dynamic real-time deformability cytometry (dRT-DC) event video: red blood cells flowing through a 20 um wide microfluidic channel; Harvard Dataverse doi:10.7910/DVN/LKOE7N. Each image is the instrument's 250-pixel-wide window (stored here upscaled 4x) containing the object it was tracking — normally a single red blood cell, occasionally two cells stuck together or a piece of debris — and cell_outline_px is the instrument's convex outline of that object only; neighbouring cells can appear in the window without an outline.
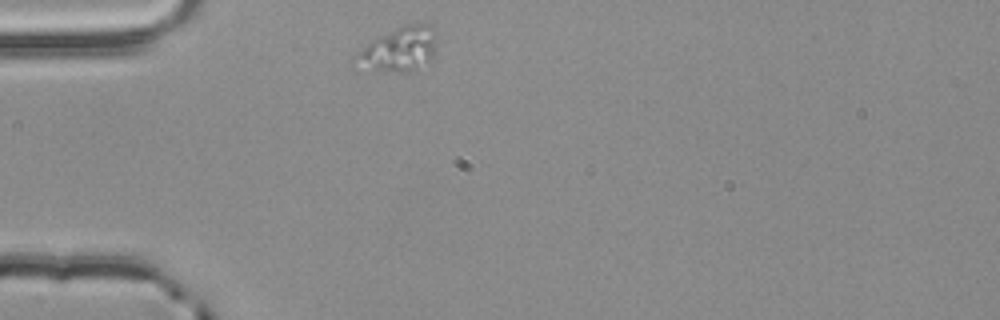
{"species": "common noctule bat (a hibernating species)", "species_latin": "Nyctalus noctula", "temperature_condition": "room temperature", "stored_images_in_passage": 1, "camera_frame_rate_fps": 3000, "um_per_image_px": 0.085, "animal": {"sex": "male", "body_mass_g": 20.4}, "frame": {"image": 1, "passage_image": 1, "time_ms": 0.0, "image_size_px": [1000, 320], "cell_outline_px": [[436, 44], [432, 60], [428, 64], [416, 72], [356, 72], [348, 64], [368, 44], [380, 36], [396, 28], [408, 24], [428, 24], [432, 28]], "centroid_in_image_um": [33.82, 4.32], "position_along_channel_um": 51.2, "area_um2": 21.85}}